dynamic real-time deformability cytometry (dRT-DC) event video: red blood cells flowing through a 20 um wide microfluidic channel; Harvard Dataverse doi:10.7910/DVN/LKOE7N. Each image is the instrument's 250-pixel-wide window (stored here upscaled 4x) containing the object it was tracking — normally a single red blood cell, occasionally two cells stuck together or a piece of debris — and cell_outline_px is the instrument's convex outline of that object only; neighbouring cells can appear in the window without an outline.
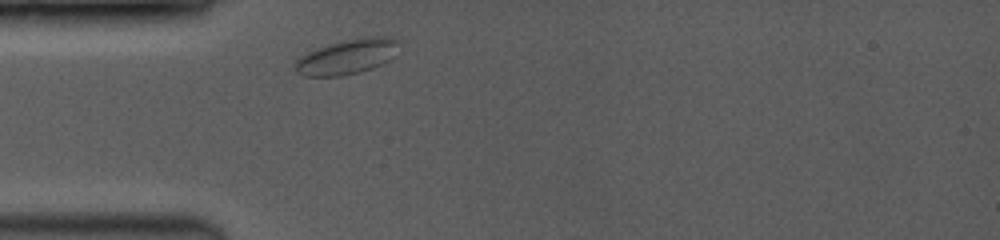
{"species": "common noctule bat (a hibernating species)", "species_latin": "Nyctalus noctula", "temperature_condition": "room temperature", "stored_images_in_passage": 1, "camera_frame_rate_fps": 3500, "um_per_image_px": 0.085, "animal": {"sex": "female", "body_mass_g": 19.0, "forearm_length_mm": 53.3}, "frame": {"image": 1, "passage_image": 1, "time_ms": 0.0, "image_size_px": [1000, 240], "cell_outline_px": [[400, 40], [388, 60], [380, 64], [356, 72], [340, 76], [304, 76], [296, 72], [296, 60], [300, 56], [308, 52], [328, 44], [340, 40], [364, 36], [392, 36]], "centroid_in_image_um": [29.47, 4.78], "position_along_channel_um": 55.5, "area_um2": 20.87}}